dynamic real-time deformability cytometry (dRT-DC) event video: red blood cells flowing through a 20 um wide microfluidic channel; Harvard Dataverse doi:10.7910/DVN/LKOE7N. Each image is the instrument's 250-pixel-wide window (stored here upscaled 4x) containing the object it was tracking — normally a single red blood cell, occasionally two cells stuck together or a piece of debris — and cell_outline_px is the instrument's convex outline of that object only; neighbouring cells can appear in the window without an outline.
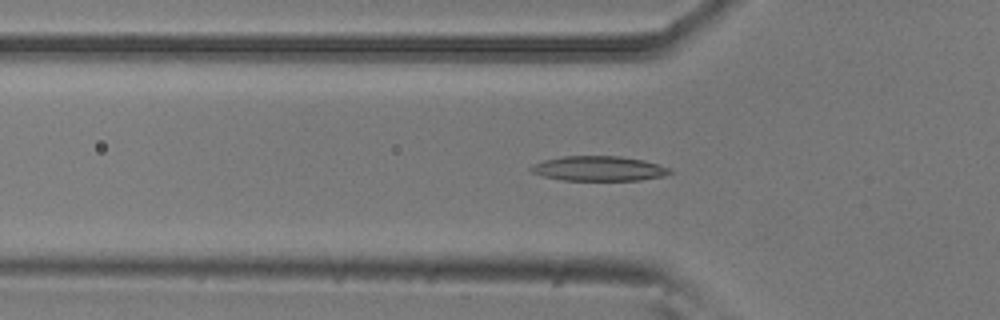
{"species": "common noctule bat (a hibernating species)", "species_latin": "Nyctalus noctula", "temperature_condition": "room temperature", "stored_images_in_passage": 53, "segment_of_instrument_passage": [1, 2], "camera_frame_rate_fps": 3000, "um_per_image_px": 0.085, "animal": {"sex": "male", "body_mass_g": 20.5, "forearm_length_mm": 52.5}, "frame": {"image": 1, "passage_image": 16, "time_ms": 5.0, "image_size_px": [1000, 320], "cell_outline_px": [[672, 172], [664, 176], [640, 180], [564, 180], [544, 176], [532, 172], [528, 168], [544, 160], [564, 156], [620, 156], [644, 160], [672, 168]], "centroid_in_image_um": [50.95, 14.32], "position_along_channel_um": 74.8, "area_um2": 20.0}}
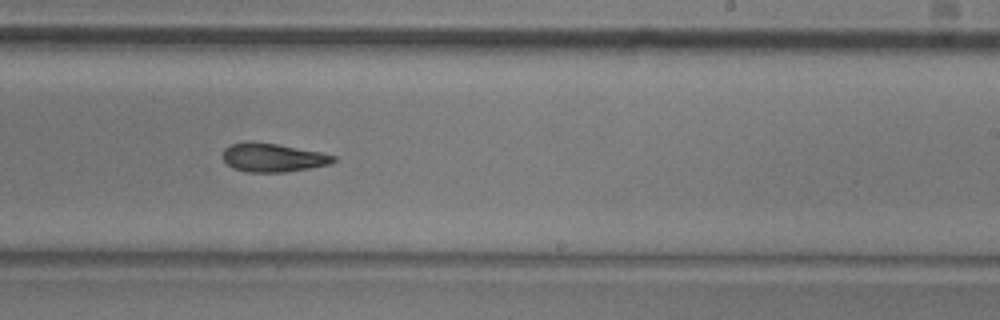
{"frame": {"image": 2, "passage_image": 31, "time_ms": 10.0, "image_size_px": [1000, 320], "cell_outline_px": [[336, 160], [328, 164], [308, 168], [284, 172], [244, 172], [232, 168], [224, 160], [224, 148], [232, 144], [248, 140], [252, 140], [276, 144], [320, 152], [336, 156]], "centroid_in_image_um": [23.15, 13.38], "position_along_channel_um": 265.8, "area_um2": 18.38}}
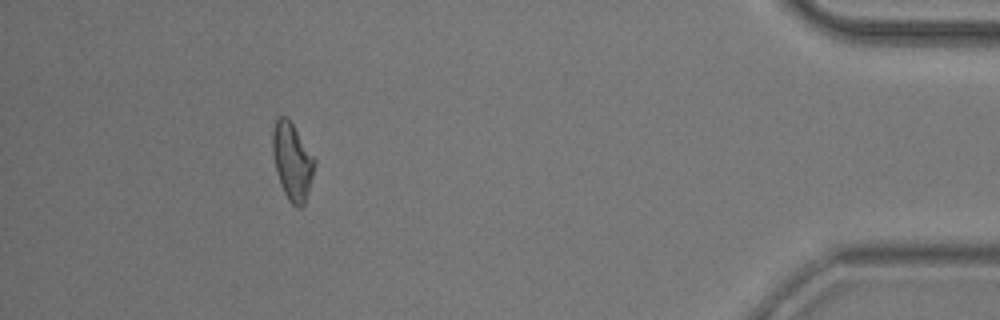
{"frame": {"image": 3, "passage_image": 47, "time_ms": 15.333, "image_size_px": [1000, 320], "cell_outline_px": [[316, 164], [304, 204], [300, 208], [296, 208], [288, 200], [280, 184], [276, 172], [272, 152], [272, 132], [276, 116], [288, 116], [316, 160]], "centroid_in_image_um": [24.82, 13.68], "position_along_channel_um": 410.4, "area_um2": 19.07}}